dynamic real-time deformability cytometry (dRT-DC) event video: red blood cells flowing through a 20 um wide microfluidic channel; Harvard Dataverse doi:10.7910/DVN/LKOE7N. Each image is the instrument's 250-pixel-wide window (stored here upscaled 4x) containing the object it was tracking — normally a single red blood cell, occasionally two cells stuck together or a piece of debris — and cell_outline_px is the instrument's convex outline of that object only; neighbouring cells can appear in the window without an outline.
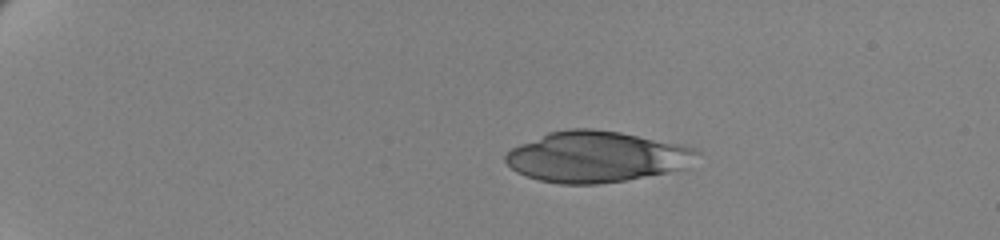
{"species": "human", "species_latin": "Homo sapiens", "temperature_condition": "cold", "stored_images_in_passage": 48, "camera_frame_rate_fps": 3000, "um_per_image_px": 0.085, "donor": {"sex": "female"}, "frame": {"image": 1, "passage_image": 1, "time_ms": 0.0, "image_size_px": [1000, 240], "cell_outline_px": [[700, 152], [684, 168], [668, 172], [624, 180], [596, 184], [560, 184], [540, 180], [524, 176], [516, 172], [504, 160], [504, 156], [512, 148], [520, 144], [548, 132], [572, 128], [592, 128], [620, 132], [680, 144], [692, 148]], "centroid_in_image_um": [50.64, 13.32], "position_along_channel_um": 34.4, "area_um2": 56.47}}